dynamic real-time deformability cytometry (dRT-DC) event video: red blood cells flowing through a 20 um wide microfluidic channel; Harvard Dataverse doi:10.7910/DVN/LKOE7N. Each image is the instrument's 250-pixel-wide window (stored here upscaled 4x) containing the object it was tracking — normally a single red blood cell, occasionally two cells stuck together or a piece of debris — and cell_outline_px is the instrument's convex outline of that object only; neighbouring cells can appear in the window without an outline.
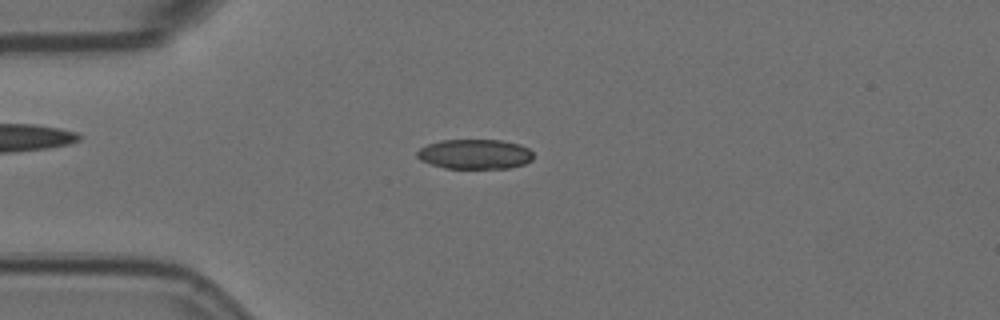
{"species": "Egyptian fruit bat (a non-hibernating species)", "species_latin": "Rousettus aegyptiacus", "temperature_condition": "room temperature", "stored_images_in_passage": 7, "camera_frame_rate_fps": 3000, "um_per_image_px": 0.085, "animal": {"sex": "female"}, "frame": {"image": 1, "passage_image": 4, "time_ms": 1.0, "image_size_px": [1000, 320], "cell_outline_px": [[532, 160], [524, 164], [508, 168], [444, 168], [420, 160], [416, 156], [416, 152], [420, 148], [428, 144], [440, 140], [504, 140], [520, 144], [528, 148], [532, 152]], "centroid_in_image_um": [40.36, 13.09], "position_along_channel_um": 44.6, "area_um2": 20.23}}
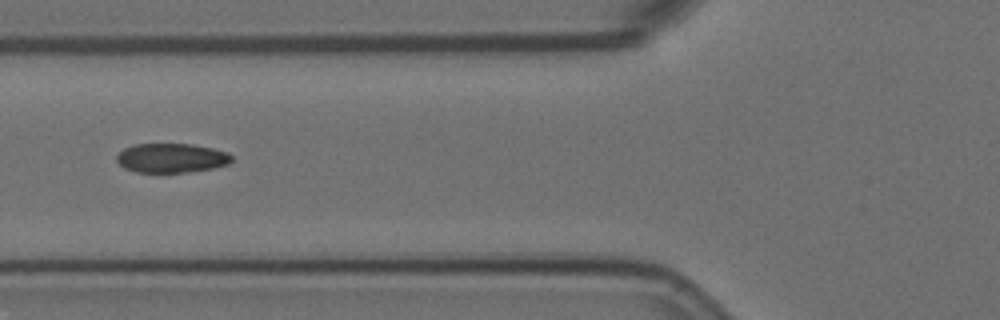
{"frame": {"image": 2, "passage_image": 6, "time_ms": 1.667, "image_size_px": [1000, 320], "cell_outline_px": [[232, 160], [228, 164], [212, 168], [188, 172], [136, 172], [124, 168], [116, 160], [116, 156], [124, 148], [136, 144], [192, 144], [212, 148], [228, 152], [232, 156]], "centroid_in_image_um": [14.57, 13.43], "position_along_channel_um": 111.2, "area_um2": 19.59}}
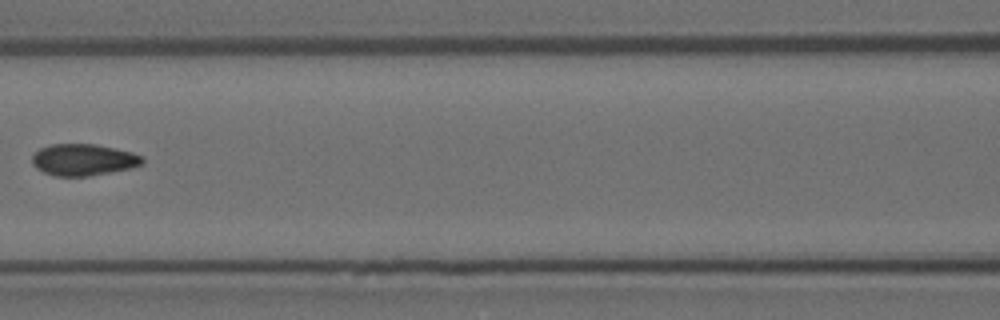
{"frame": {"image": 3, "passage_image": 7, "time_ms": 2.0, "image_size_px": [1000, 320], "cell_outline_px": [[144, 164], [132, 168], [88, 176], [56, 176], [44, 172], [36, 168], [32, 164], [32, 156], [40, 148], [52, 144], [96, 144], [132, 152], [144, 156]], "centroid_in_image_um": [7.12, 13.58], "position_along_channel_um": 159.5, "area_um2": 20.4}}